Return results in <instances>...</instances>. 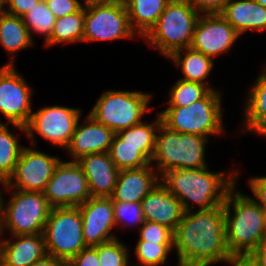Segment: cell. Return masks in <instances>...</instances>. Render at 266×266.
<instances>
[{
	"instance_id": "obj_9",
	"label": "cell",
	"mask_w": 266,
	"mask_h": 266,
	"mask_svg": "<svg viewBox=\"0 0 266 266\" xmlns=\"http://www.w3.org/2000/svg\"><path fill=\"white\" fill-rule=\"evenodd\" d=\"M82 215L78 207H53L43 236L47 255L68 262L86 248Z\"/></svg>"
},
{
	"instance_id": "obj_6",
	"label": "cell",
	"mask_w": 266,
	"mask_h": 266,
	"mask_svg": "<svg viewBox=\"0 0 266 266\" xmlns=\"http://www.w3.org/2000/svg\"><path fill=\"white\" fill-rule=\"evenodd\" d=\"M221 100V92L212 89L189 106H168L159 114L172 131L209 138L224 133Z\"/></svg>"
},
{
	"instance_id": "obj_11",
	"label": "cell",
	"mask_w": 266,
	"mask_h": 266,
	"mask_svg": "<svg viewBox=\"0 0 266 266\" xmlns=\"http://www.w3.org/2000/svg\"><path fill=\"white\" fill-rule=\"evenodd\" d=\"M81 110L59 105L40 108L32 112L26 129V137L35 147L34 133L52 142V145L66 148L81 116Z\"/></svg>"
},
{
	"instance_id": "obj_17",
	"label": "cell",
	"mask_w": 266,
	"mask_h": 266,
	"mask_svg": "<svg viewBox=\"0 0 266 266\" xmlns=\"http://www.w3.org/2000/svg\"><path fill=\"white\" fill-rule=\"evenodd\" d=\"M78 120L70 143L65 148L72 161L94 153L109 152L115 133L103 124L95 121L89 114L83 124Z\"/></svg>"
},
{
	"instance_id": "obj_37",
	"label": "cell",
	"mask_w": 266,
	"mask_h": 266,
	"mask_svg": "<svg viewBox=\"0 0 266 266\" xmlns=\"http://www.w3.org/2000/svg\"><path fill=\"white\" fill-rule=\"evenodd\" d=\"M45 2L56 19L73 14L84 6L78 0H45Z\"/></svg>"
},
{
	"instance_id": "obj_34",
	"label": "cell",
	"mask_w": 266,
	"mask_h": 266,
	"mask_svg": "<svg viewBox=\"0 0 266 266\" xmlns=\"http://www.w3.org/2000/svg\"><path fill=\"white\" fill-rule=\"evenodd\" d=\"M93 247L97 251L100 266H130L129 249L119 238Z\"/></svg>"
},
{
	"instance_id": "obj_47",
	"label": "cell",
	"mask_w": 266,
	"mask_h": 266,
	"mask_svg": "<svg viewBox=\"0 0 266 266\" xmlns=\"http://www.w3.org/2000/svg\"><path fill=\"white\" fill-rule=\"evenodd\" d=\"M266 8V0H253Z\"/></svg>"
},
{
	"instance_id": "obj_33",
	"label": "cell",
	"mask_w": 266,
	"mask_h": 266,
	"mask_svg": "<svg viewBox=\"0 0 266 266\" xmlns=\"http://www.w3.org/2000/svg\"><path fill=\"white\" fill-rule=\"evenodd\" d=\"M174 249L173 244H157L149 241L138 240L135 255L138 264L133 266H160L166 263L168 254Z\"/></svg>"
},
{
	"instance_id": "obj_2",
	"label": "cell",
	"mask_w": 266,
	"mask_h": 266,
	"mask_svg": "<svg viewBox=\"0 0 266 266\" xmlns=\"http://www.w3.org/2000/svg\"><path fill=\"white\" fill-rule=\"evenodd\" d=\"M213 172L208 167L169 170L160 176V183L182 204L184 212L192 211L190 203L198 210L222 206L227 193L236 184L239 171Z\"/></svg>"
},
{
	"instance_id": "obj_24",
	"label": "cell",
	"mask_w": 266,
	"mask_h": 266,
	"mask_svg": "<svg viewBox=\"0 0 266 266\" xmlns=\"http://www.w3.org/2000/svg\"><path fill=\"white\" fill-rule=\"evenodd\" d=\"M170 0H124L129 22L137 36L145 37Z\"/></svg>"
},
{
	"instance_id": "obj_18",
	"label": "cell",
	"mask_w": 266,
	"mask_h": 266,
	"mask_svg": "<svg viewBox=\"0 0 266 266\" xmlns=\"http://www.w3.org/2000/svg\"><path fill=\"white\" fill-rule=\"evenodd\" d=\"M77 162L87 178L91 197L113 195L119 170L108 152L85 155Z\"/></svg>"
},
{
	"instance_id": "obj_30",
	"label": "cell",
	"mask_w": 266,
	"mask_h": 266,
	"mask_svg": "<svg viewBox=\"0 0 266 266\" xmlns=\"http://www.w3.org/2000/svg\"><path fill=\"white\" fill-rule=\"evenodd\" d=\"M108 153L119 171L141 168L151 164V162L138 151V147L131 146L130 144H122V139L116 133Z\"/></svg>"
},
{
	"instance_id": "obj_51",
	"label": "cell",
	"mask_w": 266,
	"mask_h": 266,
	"mask_svg": "<svg viewBox=\"0 0 266 266\" xmlns=\"http://www.w3.org/2000/svg\"><path fill=\"white\" fill-rule=\"evenodd\" d=\"M265 229H266V211H265Z\"/></svg>"
},
{
	"instance_id": "obj_22",
	"label": "cell",
	"mask_w": 266,
	"mask_h": 266,
	"mask_svg": "<svg viewBox=\"0 0 266 266\" xmlns=\"http://www.w3.org/2000/svg\"><path fill=\"white\" fill-rule=\"evenodd\" d=\"M220 14L240 35L266 31V8L253 0H228Z\"/></svg>"
},
{
	"instance_id": "obj_38",
	"label": "cell",
	"mask_w": 266,
	"mask_h": 266,
	"mask_svg": "<svg viewBox=\"0 0 266 266\" xmlns=\"http://www.w3.org/2000/svg\"><path fill=\"white\" fill-rule=\"evenodd\" d=\"M67 266H100L97 251L87 246L67 262Z\"/></svg>"
},
{
	"instance_id": "obj_32",
	"label": "cell",
	"mask_w": 266,
	"mask_h": 266,
	"mask_svg": "<svg viewBox=\"0 0 266 266\" xmlns=\"http://www.w3.org/2000/svg\"><path fill=\"white\" fill-rule=\"evenodd\" d=\"M209 91L210 89L204 84L178 79L169 91L168 104L169 106H189L202 99Z\"/></svg>"
},
{
	"instance_id": "obj_39",
	"label": "cell",
	"mask_w": 266,
	"mask_h": 266,
	"mask_svg": "<svg viewBox=\"0 0 266 266\" xmlns=\"http://www.w3.org/2000/svg\"><path fill=\"white\" fill-rule=\"evenodd\" d=\"M249 187L255 197H252V199L266 211V176L250 178Z\"/></svg>"
},
{
	"instance_id": "obj_20",
	"label": "cell",
	"mask_w": 266,
	"mask_h": 266,
	"mask_svg": "<svg viewBox=\"0 0 266 266\" xmlns=\"http://www.w3.org/2000/svg\"><path fill=\"white\" fill-rule=\"evenodd\" d=\"M141 204L146 221L162 224L173 232L185 213L181 202L160 182Z\"/></svg>"
},
{
	"instance_id": "obj_42",
	"label": "cell",
	"mask_w": 266,
	"mask_h": 266,
	"mask_svg": "<svg viewBox=\"0 0 266 266\" xmlns=\"http://www.w3.org/2000/svg\"><path fill=\"white\" fill-rule=\"evenodd\" d=\"M244 264L245 266H266V235Z\"/></svg>"
},
{
	"instance_id": "obj_19",
	"label": "cell",
	"mask_w": 266,
	"mask_h": 266,
	"mask_svg": "<svg viewBox=\"0 0 266 266\" xmlns=\"http://www.w3.org/2000/svg\"><path fill=\"white\" fill-rule=\"evenodd\" d=\"M160 182V177L152 163L136 169L120 170L112 201L140 202Z\"/></svg>"
},
{
	"instance_id": "obj_16",
	"label": "cell",
	"mask_w": 266,
	"mask_h": 266,
	"mask_svg": "<svg viewBox=\"0 0 266 266\" xmlns=\"http://www.w3.org/2000/svg\"><path fill=\"white\" fill-rule=\"evenodd\" d=\"M82 215L83 237L86 246H97L117 239L111 230L115 227L111 197H91L77 206Z\"/></svg>"
},
{
	"instance_id": "obj_50",
	"label": "cell",
	"mask_w": 266,
	"mask_h": 266,
	"mask_svg": "<svg viewBox=\"0 0 266 266\" xmlns=\"http://www.w3.org/2000/svg\"><path fill=\"white\" fill-rule=\"evenodd\" d=\"M0 237H2V236H1V220H0Z\"/></svg>"
},
{
	"instance_id": "obj_41",
	"label": "cell",
	"mask_w": 266,
	"mask_h": 266,
	"mask_svg": "<svg viewBox=\"0 0 266 266\" xmlns=\"http://www.w3.org/2000/svg\"><path fill=\"white\" fill-rule=\"evenodd\" d=\"M200 14L221 13L228 0H189Z\"/></svg>"
},
{
	"instance_id": "obj_46",
	"label": "cell",
	"mask_w": 266,
	"mask_h": 266,
	"mask_svg": "<svg viewBox=\"0 0 266 266\" xmlns=\"http://www.w3.org/2000/svg\"><path fill=\"white\" fill-rule=\"evenodd\" d=\"M4 0H0V15L4 12Z\"/></svg>"
},
{
	"instance_id": "obj_40",
	"label": "cell",
	"mask_w": 266,
	"mask_h": 266,
	"mask_svg": "<svg viewBox=\"0 0 266 266\" xmlns=\"http://www.w3.org/2000/svg\"><path fill=\"white\" fill-rule=\"evenodd\" d=\"M39 0H4V12L22 17L31 10ZM8 6V7H7Z\"/></svg>"
},
{
	"instance_id": "obj_10",
	"label": "cell",
	"mask_w": 266,
	"mask_h": 266,
	"mask_svg": "<svg viewBox=\"0 0 266 266\" xmlns=\"http://www.w3.org/2000/svg\"><path fill=\"white\" fill-rule=\"evenodd\" d=\"M135 36L124 1L85 4L83 42L133 39Z\"/></svg>"
},
{
	"instance_id": "obj_3",
	"label": "cell",
	"mask_w": 266,
	"mask_h": 266,
	"mask_svg": "<svg viewBox=\"0 0 266 266\" xmlns=\"http://www.w3.org/2000/svg\"><path fill=\"white\" fill-rule=\"evenodd\" d=\"M235 188L236 184L223 204L226 244L230 254L244 263L266 235L265 210L250 195L235 192Z\"/></svg>"
},
{
	"instance_id": "obj_44",
	"label": "cell",
	"mask_w": 266,
	"mask_h": 266,
	"mask_svg": "<svg viewBox=\"0 0 266 266\" xmlns=\"http://www.w3.org/2000/svg\"><path fill=\"white\" fill-rule=\"evenodd\" d=\"M253 132L266 137V119Z\"/></svg>"
},
{
	"instance_id": "obj_43",
	"label": "cell",
	"mask_w": 266,
	"mask_h": 266,
	"mask_svg": "<svg viewBox=\"0 0 266 266\" xmlns=\"http://www.w3.org/2000/svg\"><path fill=\"white\" fill-rule=\"evenodd\" d=\"M29 266H67V262L50 255H46Z\"/></svg>"
},
{
	"instance_id": "obj_26",
	"label": "cell",
	"mask_w": 266,
	"mask_h": 266,
	"mask_svg": "<svg viewBox=\"0 0 266 266\" xmlns=\"http://www.w3.org/2000/svg\"><path fill=\"white\" fill-rule=\"evenodd\" d=\"M249 91L243 107L245 118L241 132H253L266 119V64Z\"/></svg>"
},
{
	"instance_id": "obj_49",
	"label": "cell",
	"mask_w": 266,
	"mask_h": 266,
	"mask_svg": "<svg viewBox=\"0 0 266 266\" xmlns=\"http://www.w3.org/2000/svg\"><path fill=\"white\" fill-rule=\"evenodd\" d=\"M1 239V237H0ZM0 266H1V240H0Z\"/></svg>"
},
{
	"instance_id": "obj_48",
	"label": "cell",
	"mask_w": 266,
	"mask_h": 266,
	"mask_svg": "<svg viewBox=\"0 0 266 266\" xmlns=\"http://www.w3.org/2000/svg\"><path fill=\"white\" fill-rule=\"evenodd\" d=\"M233 266H245V264L244 263H237V264H235Z\"/></svg>"
},
{
	"instance_id": "obj_35",
	"label": "cell",
	"mask_w": 266,
	"mask_h": 266,
	"mask_svg": "<svg viewBox=\"0 0 266 266\" xmlns=\"http://www.w3.org/2000/svg\"><path fill=\"white\" fill-rule=\"evenodd\" d=\"M113 202V213L115 218V226L127 227L126 225H135L140 228L146 220L140 202Z\"/></svg>"
},
{
	"instance_id": "obj_36",
	"label": "cell",
	"mask_w": 266,
	"mask_h": 266,
	"mask_svg": "<svg viewBox=\"0 0 266 266\" xmlns=\"http://www.w3.org/2000/svg\"><path fill=\"white\" fill-rule=\"evenodd\" d=\"M139 239L157 244H173V231L168 227L145 221L139 228Z\"/></svg>"
},
{
	"instance_id": "obj_5",
	"label": "cell",
	"mask_w": 266,
	"mask_h": 266,
	"mask_svg": "<svg viewBox=\"0 0 266 266\" xmlns=\"http://www.w3.org/2000/svg\"><path fill=\"white\" fill-rule=\"evenodd\" d=\"M158 131L151 163L156 162L152 166L160 176L169 170L208 166L205 160L208 138L172 131L162 122Z\"/></svg>"
},
{
	"instance_id": "obj_13",
	"label": "cell",
	"mask_w": 266,
	"mask_h": 266,
	"mask_svg": "<svg viewBox=\"0 0 266 266\" xmlns=\"http://www.w3.org/2000/svg\"><path fill=\"white\" fill-rule=\"evenodd\" d=\"M43 193L52 207H77L91 198L83 169L72 160L61 159Z\"/></svg>"
},
{
	"instance_id": "obj_14",
	"label": "cell",
	"mask_w": 266,
	"mask_h": 266,
	"mask_svg": "<svg viewBox=\"0 0 266 266\" xmlns=\"http://www.w3.org/2000/svg\"><path fill=\"white\" fill-rule=\"evenodd\" d=\"M33 148L23 147L12 175L1 184L4 188L44 192L61 159Z\"/></svg>"
},
{
	"instance_id": "obj_8",
	"label": "cell",
	"mask_w": 266,
	"mask_h": 266,
	"mask_svg": "<svg viewBox=\"0 0 266 266\" xmlns=\"http://www.w3.org/2000/svg\"><path fill=\"white\" fill-rule=\"evenodd\" d=\"M151 96L147 92L107 90L98 98L89 115L117 133L143 122V115L152 111L148 107Z\"/></svg>"
},
{
	"instance_id": "obj_28",
	"label": "cell",
	"mask_w": 266,
	"mask_h": 266,
	"mask_svg": "<svg viewBox=\"0 0 266 266\" xmlns=\"http://www.w3.org/2000/svg\"><path fill=\"white\" fill-rule=\"evenodd\" d=\"M84 22L85 5L73 14L57 18L51 37L44 43L45 47L83 42Z\"/></svg>"
},
{
	"instance_id": "obj_27",
	"label": "cell",
	"mask_w": 266,
	"mask_h": 266,
	"mask_svg": "<svg viewBox=\"0 0 266 266\" xmlns=\"http://www.w3.org/2000/svg\"><path fill=\"white\" fill-rule=\"evenodd\" d=\"M161 122V116L158 114L155 122H141L130 128L120 130L116 134L122 139V144L138 147V151L151 162L155 150L156 135Z\"/></svg>"
},
{
	"instance_id": "obj_7",
	"label": "cell",
	"mask_w": 266,
	"mask_h": 266,
	"mask_svg": "<svg viewBox=\"0 0 266 266\" xmlns=\"http://www.w3.org/2000/svg\"><path fill=\"white\" fill-rule=\"evenodd\" d=\"M4 189L10 190L12 194L9 203H5L2 189H0L1 236L6 231L11 236L43 233L45 223L53 208L44 193Z\"/></svg>"
},
{
	"instance_id": "obj_1",
	"label": "cell",
	"mask_w": 266,
	"mask_h": 266,
	"mask_svg": "<svg viewBox=\"0 0 266 266\" xmlns=\"http://www.w3.org/2000/svg\"><path fill=\"white\" fill-rule=\"evenodd\" d=\"M178 266H210L218 262L239 263L226 244L223 205L185 212L173 232Z\"/></svg>"
},
{
	"instance_id": "obj_31",
	"label": "cell",
	"mask_w": 266,
	"mask_h": 266,
	"mask_svg": "<svg viewBox=\"0 0 266 266\" xmlns=\"http://www.w3.org/2000/svg\"><path fill=\"white\" fill-rule=\"evenodd\" d=\"M22 20L28 28L31 39H34L32 32L37 33L45 37V43L51 37L56 18L45 0H39L31 10L22 16Z\"/></svg>"
},
{
	"instance_id": "obj_15",
	"label": "cell",
	"mask_w": 266,
	"mask_h": 266,
	"mask_svg": "<svg viewBox=\"0 0 266 266\" xmlns=\"http://www.w3.org/2000/svg\"><path fill=\"white\" fill-rule=\"evenodd\" d=\"M241 36L220 14H201L197 20L190 48L211 57L230 52Z\"/></svg>"
},
{
	"instance_id": "obj_25",
	"label": "cell",
	"mask_w": 266,
	"mask_h": 266,
	"mask_svg": "<svg viewBox=\"0 0 266 266\" xmlns=\"http://www.w3.org/2000/svg\"><path fill=\"white\" fill-rule=\"evenodd\" d=\"M33 42L22 17L5 12L0 15V44L12 56L6 65L14 66L15 53L30 48Z\"/></svg>"
},
{
	"instance_id": "obj_29",
	"label": "cell",
	"mask_w": 266,
	"mask_h": 266,
	"mask_svg": "<svg viewBox=\"0 0 266 266\" xmlns=\"http://www.w3.org/2000/svg\"><path fill=\"white\" fill-rule=\"evenodd\" d=\"M7 125L0 121V184H4L12 175L24 147Z\"/></svg>"
},
{
	"instance_id": "obj_23",
	"label": "cell",
	"mask_w": 266,
	"mask_h": 266,
	"mask_svg": "<svg viewBox=\"0 0 266 266\" xmlns=\"http://www.w3.org/2000/svg\"><path fill=\"white\" fill-rule=\"evenodd\" d=\"M168 59L181 69L182 80L198 82L206 85L210 90L213 89L206 80L215 65L211 57L191 48H184L174 52Z\"/></svg>"
},
{
	"instance_id": "obj_45",
	"label": "cell",
	"mask_w": 266,
	"mask_h": 266,
	"mask_svg": "<svg viewBox=\"0 0 266 266\" xmlns=\"http://www.w3.org/2000/svg\"><path fill=\"white\" fill-rule=\"evenodd\" d=\"M83 4H88V3H94V2H103V1H108V0H82Z\"/></svg>"
},
{
	"instance_id": "obj_4",
	"label": "cell",
	"mask_w": 266,
	"mask_h": 266,
	"mask_svg": "<svg viewBox=\"0 0 266 266\" xmlns=\"http://www.w3.org/2000/svg\"><path fill=\"white\" fill-rule=\"evenodd\" d=\"M200 15L189 0H170L144 40L169 58L178 50L190 48Z\"/></svg>"
},
{
	"instance_id": "obj_21",
	"label": "cell",
	"mask_w": 266,
	"mask_h": 266,
	"mask_svg": "<svg viewBox=\"0 0 266 266\" xmlns=\"http://www.w3.org/2000/svg\"><path fill=\"white\" fill-rule=\"evenodd\" d=\"M1 241V266H29L47 255L43 233Z\"/></svg>"
},
{
	"instance_id": "obj_12",
	"label": "cell",
	"mask_w": 266,
	"mask_h": 266,
	"mask_svg": "<svg viewBox=\"0 0 266 266\" xmlns=\"http://www.w3.org/2000/svg\"><path fill=\"white\" fill-rule=\"evenodd\" d=\"M33 88L12 65L0 67V112L15 129L26 134L25 126L33 112Z\"/></svg>"
}]
</instances>
